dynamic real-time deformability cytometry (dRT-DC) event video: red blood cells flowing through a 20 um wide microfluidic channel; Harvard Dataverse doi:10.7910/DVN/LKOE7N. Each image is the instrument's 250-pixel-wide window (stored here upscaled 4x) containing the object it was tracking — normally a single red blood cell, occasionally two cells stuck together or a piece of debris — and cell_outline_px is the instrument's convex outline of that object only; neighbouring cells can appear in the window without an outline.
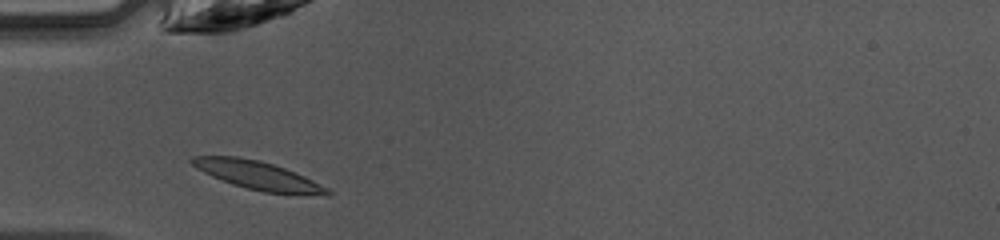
{"species": "common noctule bat (a hibernating species)", "species_latin": "Nyctalus noctula", "temperature_condition": "warm", "stored_images_in_passage": 34, "camera_frame_rate_fps": 3000, "um_per_image_px": 0.085, "animal": {"sex": "female", "body_mass_g": 10.0, "forearm_length_mm": 53.1}, "frame": {"image": 1, "passage_image": 2, "time_ms": 0.333, "image_size_px": [1000, 240], "cell_outline_px": [[332, 196], [324, 196], [264, 192], [232, 184], [212, 176], [196, 168], [188, 160], [192, 156], [236, 156], [260, 160], [296, 172], [328, 188], [332, 192]], "centroid_in_image_um": [21.96, 14.92], "position_along_channel_um": 63.0, "area_um2": 22.43}}
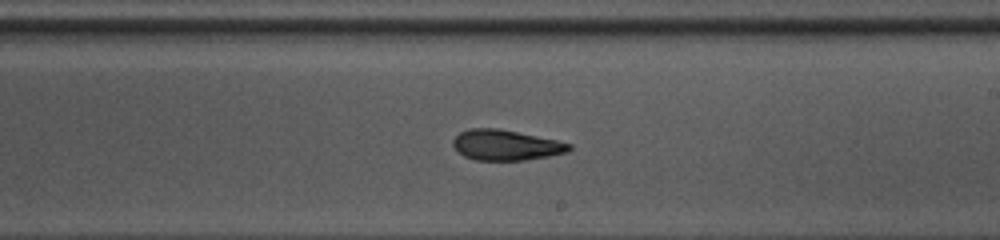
{"frame": {"image": 2, "passage_image": 15, "time_ms": 4.667, "image_size_px": [1000, 240], "cell_outline_px": [[572, 148], [568, 152], [548, 156], [524, 160], [476, 160], [464, 156], [452, 144], [452, 140], [460, 132], [468, 128], [500, 128], [556, 140], [572, 144]], "centroid_in_image_um": [43.0, 12.32], "position_along_channel_um": 246.0, "area_um2": 20.58}}
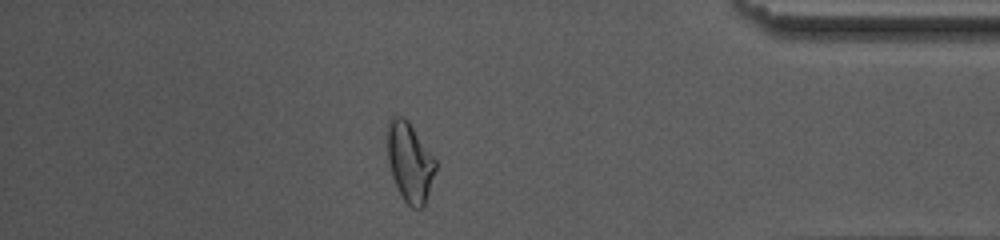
{"frame": {"image": 3, "passage_image": 28, "time_ms": 9.0, "image_size_px": [1000, 240], "cell_outline_px": [[436, 168], [424, 208], [412, 208], [404, 200], [392, 176], [388, 160], [388, 124], [392, 116], [400, 116], [408, 120], [436, 160]], "centroid_in_image_um": [34.84, 13.79], "position_along_channel_um": 400.4, "area_um2": 21.96}, "authors_computed_cell_mechanics": {"area_um2": 20.9814, "velocity_mm_per_s": 4.2446, "shape_relaxation_time_tau1_ms": 2.924, "shape_relaxation_time_tau2_ms": 1.3972, "deformation_change_tau1": 0.1504, "deformation_change_tau2": 0.0973}}